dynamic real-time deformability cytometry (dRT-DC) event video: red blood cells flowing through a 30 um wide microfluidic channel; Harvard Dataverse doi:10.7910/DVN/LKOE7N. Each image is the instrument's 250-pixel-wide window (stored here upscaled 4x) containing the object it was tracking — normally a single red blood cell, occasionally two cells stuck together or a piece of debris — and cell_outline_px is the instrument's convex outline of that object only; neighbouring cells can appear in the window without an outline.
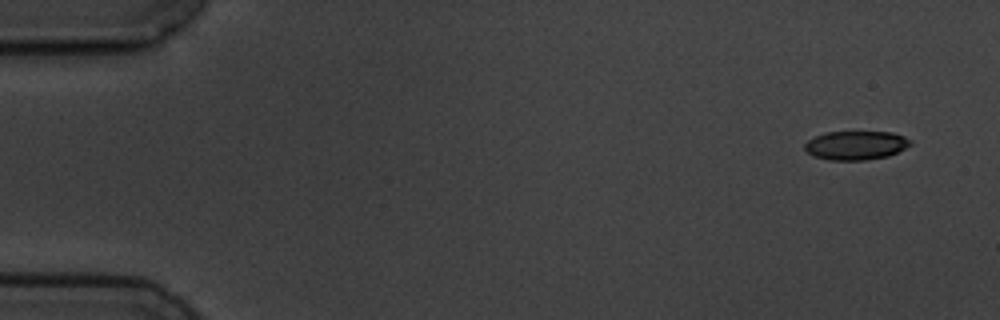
{"species": "common noctule bat (a hibernating species)", "species_latin": "Nyctalus noctula", "temperature_condition": "cold", "stored_images_in_passage": 4, "camera_frame_rate_fps": 3000, "um_per_image_px": 0.085, "animal": {"sex": "male", "body_mass_g": 19.5, "forearm_length_mm": 54.6}, "frame": {"image": 1, "passage_image": 1, "time_ms": 0.0, "image_size_px": [1000, 320], "cell_outline_px": [[912, 144], [888, 156], [864, 160], [828, 160], [812, 156], [804, 148], [804, 144], [808, 140], [824, 132], [892, 132], [904, 136], [912, 140]], "centroid_in_image_um": [72.73, 12.35], "position_along_channel_um": 12.3, "area_um2": 17.8}}
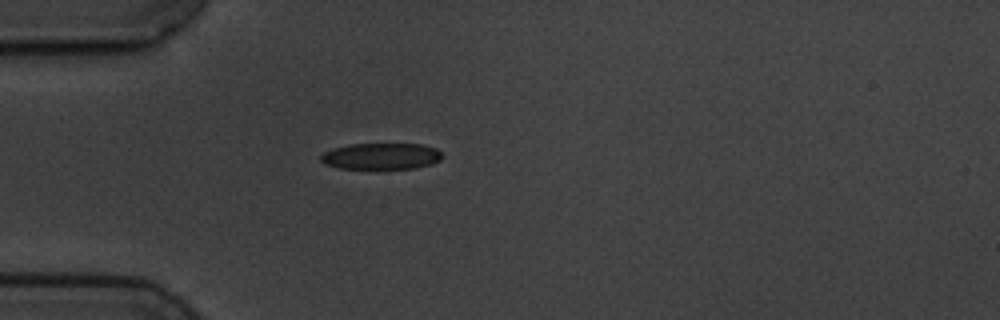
{"frame": {"image": 2, "passage_image": 4, "time_ms": 4.333, "image_size_px": [1000, 320], "cell_outline_px": [[444, 156], [440, 160], [432, 164], [416, 168], [340, 168], [324, 164], [320, 160], [320, 156], [324, 152], [332, 148], [348, 144], [424, 144], [436, 148]], "centroid_in_image_um": [32.41, 13.27], "position_along_channel_um": 52.6, "area_um2": 18.73}}